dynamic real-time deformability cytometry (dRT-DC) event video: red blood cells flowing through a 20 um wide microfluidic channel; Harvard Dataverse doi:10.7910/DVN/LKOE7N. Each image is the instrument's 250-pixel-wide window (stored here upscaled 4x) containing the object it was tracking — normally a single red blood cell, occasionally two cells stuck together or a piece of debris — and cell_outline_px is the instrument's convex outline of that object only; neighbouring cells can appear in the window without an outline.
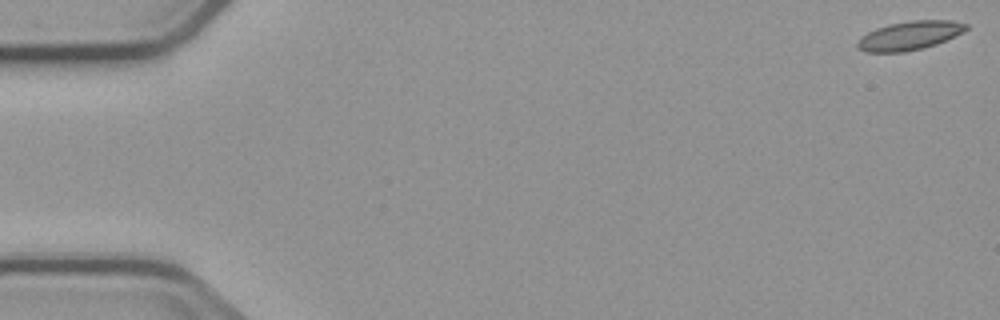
{"species": "common noctule bat (a hibernating species)", "species_latin": "Nyctalus noctula", "temperature_condition": "cold", "stored_images_in_passage": 5, "camera_frame_rate_fps": 3000, "um_per_image_px": 0.085, "animal": {"sex": "male", "body_mass_g": 23.1, "forearm_length_mm": 52.7}, "frame": {"image": 1, "passage_image": 1, "time_ms": 0.0, "image_size_px": [1000, 320], "cell_outline_px": [[968, 28], [964, 32], [936, 44], [904, 52], [864, 52], [856, 44], [860, 36], [876, 28], [888, 24], [908, 20], [952, 20], [968, 24]], "centroid_in_image_um": [77.31, 3.01], "position_along_channel_um": 7.7, "area_um2": 18.26}}
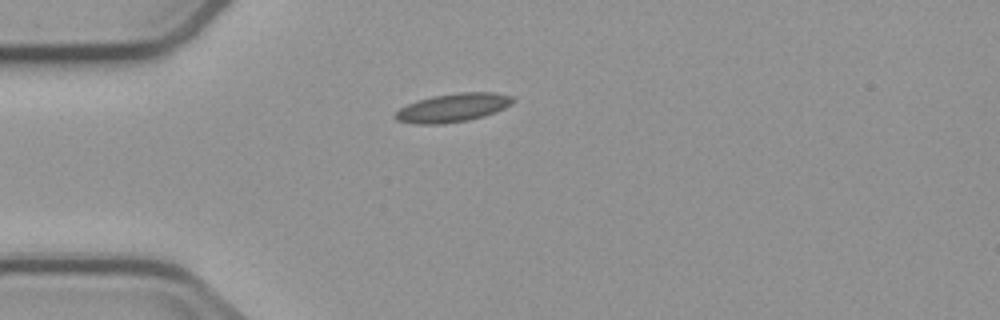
{"frame": {"image": 2, "passage_image": 5, "time_ms": 4.667, "image_size_px": [1000, 320], "cell_outline_px": [[516, 100], [512, 104], [496, 112], [484, 116], [468, 120], [440, 124], [416, 124], [396, 120], [392, 116], [400, 108], [416, 100], [432, 96], [460, 92], [496, 92], [516, 96]], "centroid_in_image_um": [38.53, 9.14], "position_along_channel_um": 46.5, "area_um2": 19.83}}